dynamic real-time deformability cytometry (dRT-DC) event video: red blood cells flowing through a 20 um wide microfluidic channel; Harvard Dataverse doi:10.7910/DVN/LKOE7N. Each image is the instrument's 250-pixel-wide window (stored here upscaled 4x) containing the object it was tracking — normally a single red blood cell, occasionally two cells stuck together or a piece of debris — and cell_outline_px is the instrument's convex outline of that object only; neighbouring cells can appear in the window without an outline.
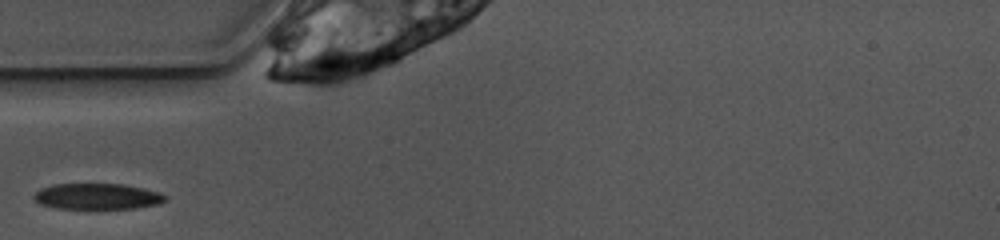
{"species": "common noctule bat (a hibernating species)", "species_latin": "Nyctalus noctula", "temperature_condition": "warm", "stored_images_in_passage": 23, "camera_frame_rate_fps": 3000, "um_per_image_px": 0.085, "animal": {"sex": "female", "body_mass_g": 10.0, "forearm_length_mm": 53.1}, "frame": {"image": 1, "passage_image": 1, "time_ms": 0.0, "image_size_px": [1000, 240], "cell_outline_px": [[168, 200], [160, 204], [132, 208], [56, 208], [40, 204], [32, 196], [40, 188], [56, 184], [124, 184], [144, 188], [160, 192], [168, 196]], "centroid_in_image_um": [8.32, 16.69], "position_along_channel_um": 76.7, "area_um2": 19.88}}
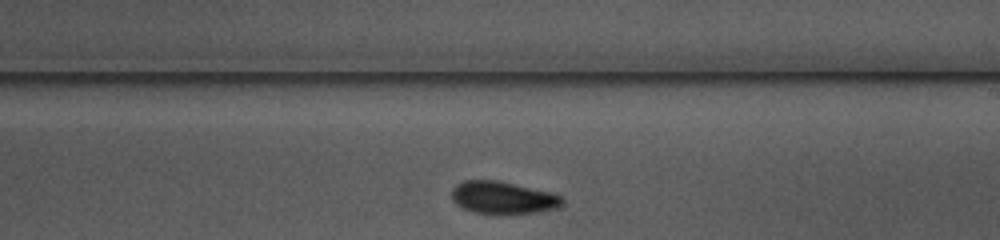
{"frame": {"image": 2, "passage_image": 14, "time_ms": 4.333, "image_size_px": [1000, 240], "cell_outline_px": [[564, 200], [560, 204], [552, 208], [536, 212], [472, 212], [456, 204], [452, 200], [452, 188], [456, 184], [464, 180], [496, 180], [556, 192]], "centroid_in_image_um": [42.72, 16.75], "position_along_channel_um": 246.3, "area_um2": 20.46}}
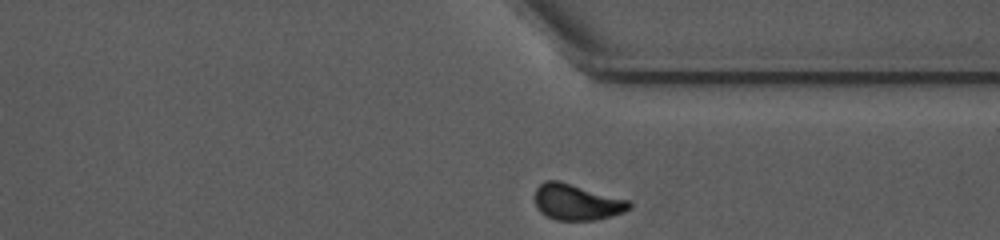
{"frame": {"image": 3, "passage_image": 23, "time_ms": 7.333, "image_size_px": [1000, 240], "cell_outline_px": [[632, 208], [624, 212], [612, 216], [596, 220], [556, 220], [540, 212], [536, 208], [536, 188], [544, 180], [556, 180], [628, 200], [632, 204]], "centroid_in_image_um": [49.03, 17.2], "position_along_channel_um": 362.4, "area_um2": 19.59}}